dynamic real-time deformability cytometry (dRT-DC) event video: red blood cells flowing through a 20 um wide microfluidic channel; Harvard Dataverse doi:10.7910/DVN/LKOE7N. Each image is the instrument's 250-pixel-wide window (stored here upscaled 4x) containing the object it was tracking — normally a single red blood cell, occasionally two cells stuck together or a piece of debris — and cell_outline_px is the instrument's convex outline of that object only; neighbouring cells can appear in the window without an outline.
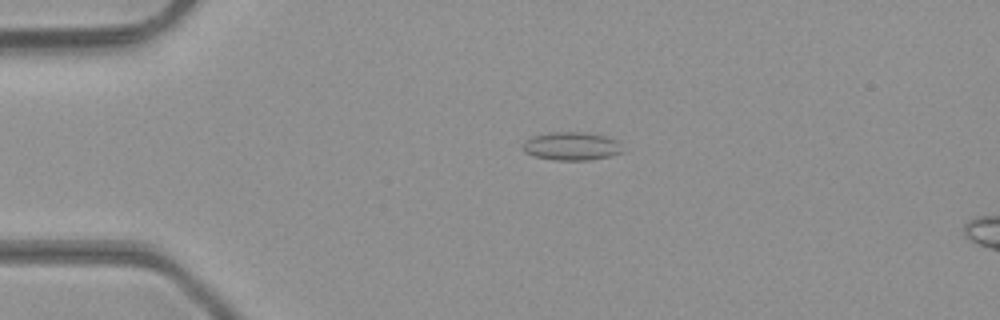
{"species": "common noctule bat (a hibernating species)", "species_latin": "Nyctalus noctula", "temperature_condition": "room temperature", "stored_images_in_passage": 47, "camera_frame_rate_fps": 3000, "um_per_image_px": 0.085, "animal": {"sex": "male", "body_mass_g": 23.1, "forearm_length_mm": 52.7}, "frame": {"image": 1, "passage_image": 11, "time_ms": 3.333, "image_size_px": [1000, 320], "cell_outline_px": [[624, 152], [608, 156], [588, 160], [556, 160], [536, 156], [524, 152], [524, 140], [532, 136], [548, 132], [580, 132], [604, 136], [616, 140]], "centroid_in_image_um": [48.55, 12.42], "position_along_channel_um": 36.4, "area_um2": 16.18}}
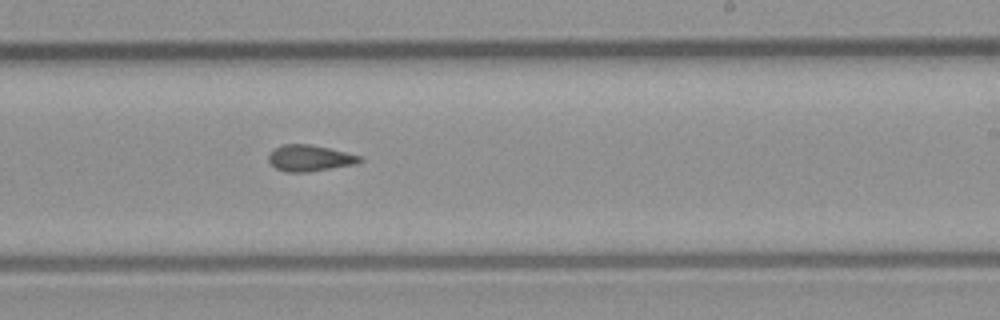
{"frame": {"image": 2, "passage_image": 29, "time_ms": 9.333, "image_size_px": [1000, 320], "cell_outline_px": [[364, 160], [356, 164], [308, 172], [284, 172], [276, 168], [268, 160], [268, 152], [284, 144], [308, 144], [328, 148], [360, 156]], "centroid_in_image_um": [26.3, 13.45], "position_along_channel_um": 262.7, "area_um2": 13.87}}
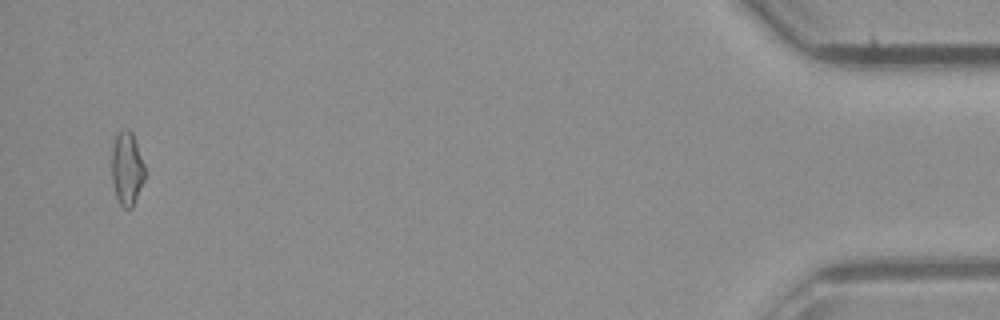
{"frame": {"image": 3, "passage_image": 46, "time_ms": 15.0, "image_size_px": [1000, 320], "cell_outline_px": [[144, 180], [132, 208], [124, 208], [120, 204], [116, 196], [112, 180], [112, 148], [116, 136], [124, 128], [128, 128], [132, 132], [144, 164]], "centroid_in_image_um": [10.78, 14.33], "position_along_channel_um": 424.4, "area_um2": 13.99}, "authors_computed_cell_mechanics": {"area_um2": 13.9876, "velocity_mm_per_s": 4.4121, "shape_relaxation_time_tau1_ms": null, "shape_relaxation_time_tau2_ms": 3.0073, "deformation_change_tau1": null, "deformation_change_tau2": 0.0832}}